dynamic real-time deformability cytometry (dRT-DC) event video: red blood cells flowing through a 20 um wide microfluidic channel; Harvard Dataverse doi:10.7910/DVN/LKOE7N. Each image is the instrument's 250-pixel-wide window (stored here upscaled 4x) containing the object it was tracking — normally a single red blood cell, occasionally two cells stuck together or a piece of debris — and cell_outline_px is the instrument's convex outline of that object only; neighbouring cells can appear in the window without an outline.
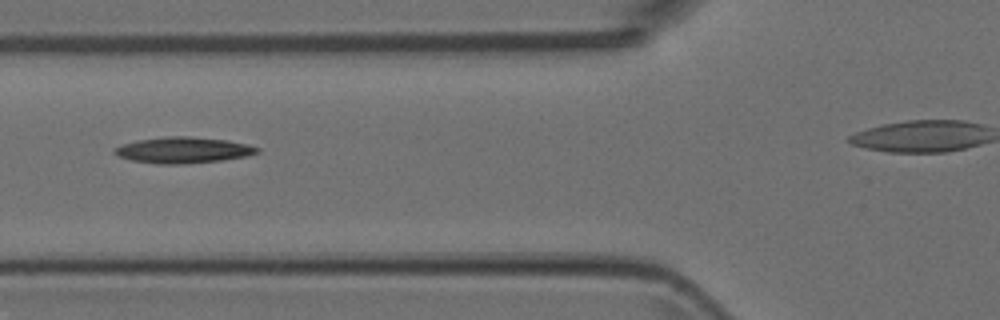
{"species": "Egyptian fruit bat (a non-hibernating species)", "species_latin": "Rousettus aegyptiacus", "temperature_condition": "room temperature", "stored_images_in_passage": 4, "camera_frame_rate_fps": 3000, "um_per_image_px": 0.085, "animal": {"sex": "female"}, "frame": {"image": 1, "passage_image": 4, "time_ms": 1.0, "image_size_px": [1000, 320], "cell_outline_px": [[260, 152], [248, 156], [220, 160], [184, 164], [156, 164], [132, 160], [120, 156], [112, 152], [116, 148], [124, 144], [140, 140], [168, 136], [188, 136], [228, 140], [260, 148]], "centroid_in_image_um": [15.61, 12.76], "position_along_channel_um": 110.2, "area_um2": 21.39}}